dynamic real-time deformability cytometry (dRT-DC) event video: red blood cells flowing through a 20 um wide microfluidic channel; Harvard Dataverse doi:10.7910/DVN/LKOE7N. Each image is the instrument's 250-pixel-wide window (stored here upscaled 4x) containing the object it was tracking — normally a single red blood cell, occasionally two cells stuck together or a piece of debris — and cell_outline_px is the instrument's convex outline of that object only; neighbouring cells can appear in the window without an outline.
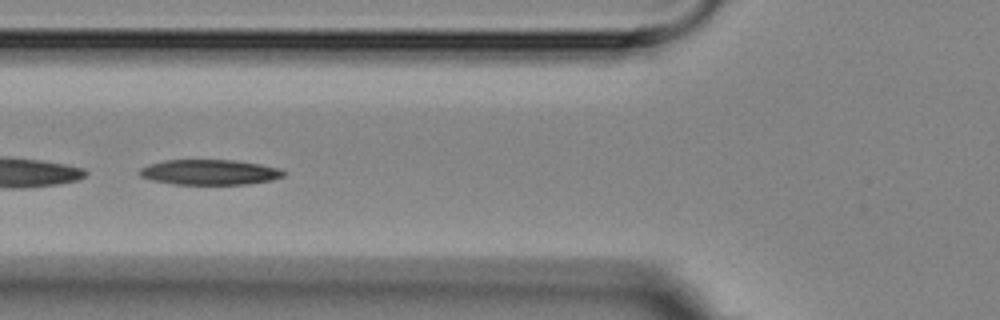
{"species": "Egyptian fruit bat (a non-hibernating species)", "species_latin": "Rousettus aegyptiacus", "temperature_condition": "room temperature", "stored_images_in_passage": 7, "camera_frame_rate_fps": 3000, "um_per_image_px": 0.085, "animal": {"sex": "female"}, "frame": {"image": 1, "passage_image": 5, "time_ms": 4.667, "image_size_px": [1000, 320], "cell_outline_px": [[284, 176], [272, 180], [248, 184], [172, 184], [152, 180], [140, 176], [140, 168], [148, 164], [164, 160], [236, 160], [260, 164], [280, 168], [284, 172]], "centroid_in_image_um": [17.82, 14.63], "position_along_channel_um": 108.0, "area_um2": 21.21}}